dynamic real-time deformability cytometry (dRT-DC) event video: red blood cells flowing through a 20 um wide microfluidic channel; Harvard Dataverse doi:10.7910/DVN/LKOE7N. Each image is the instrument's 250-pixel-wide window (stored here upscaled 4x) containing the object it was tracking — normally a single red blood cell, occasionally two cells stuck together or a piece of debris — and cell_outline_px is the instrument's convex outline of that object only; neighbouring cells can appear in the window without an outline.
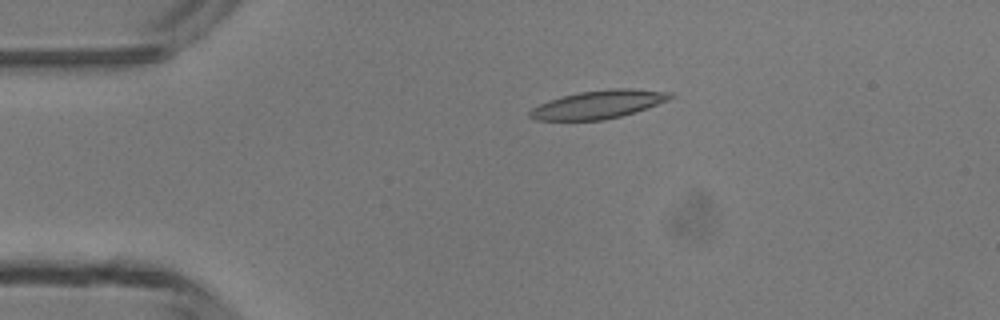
{"species": "common noctule bat (a hibernating species)", "species_latin": "Nyctalus noctula", "temperature_condition": "room temperature", "stored_images_in_passage": 3, "camera_frame_rate_fps": 3000, "um_per_image_px": 0.085, "animal": {"sex": "male", "body_mass_g": 13.3}, "frame": {"image": 1, "passage_image": 2, "time_ms": 1.333, "image_size_px": [1000, 320], "cell_outline_px": [[676, 96], [668, 100], [636, 112], [604, 120], [536, 120], [528, 116], [528, 112], [532, 108], [548, 100], [580, 92], [612, 88], [632, 88], [672, 92]], "centroid_in_image_um": [50.89, 8.87], "position_along_channel_um": 34.1, "area_um2": 23.12}}